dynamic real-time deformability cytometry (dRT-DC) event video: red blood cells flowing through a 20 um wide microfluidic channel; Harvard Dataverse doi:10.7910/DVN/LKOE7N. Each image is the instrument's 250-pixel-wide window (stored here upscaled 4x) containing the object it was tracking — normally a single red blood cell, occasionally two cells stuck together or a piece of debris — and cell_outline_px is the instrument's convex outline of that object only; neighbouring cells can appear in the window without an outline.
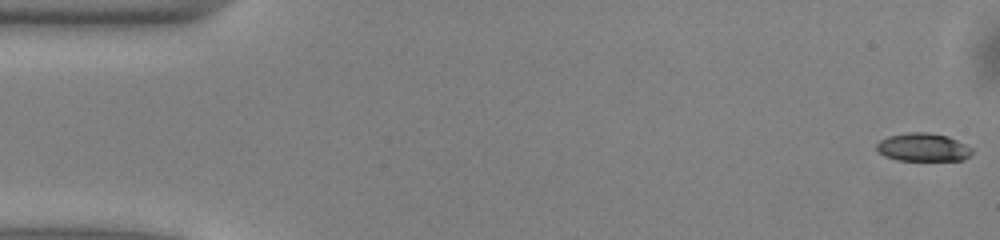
{"species": "common noctule bat (a hibernating species)", "species_latin": "Nyctalus noctula", "temperature_condition": "warm", "stored_images_in_passage": 29, "camera_frame_rate_fps": 3000, "um_per_image_px": 0.085, "animal": {"sex": "male", "body_mass_g": 13.0, "forearm_length_mm": 53.1}, "frame": {"image": 1, "passage_image": 1, "time_ms": 0.0, "image_size_px": [1000, 240], "cell_outline_px": [[972, 152], [964, 160], [896, 160], [884, 156], [876, 148], [876, 144], [880, 140], [888, 136], [908, 132], [928, 132], [948, 136], [972, 148]], "centroid_in_image_um": [78.43, 12.51], "position_along_channel_um": 6.6, "area_um2": 15.61}}
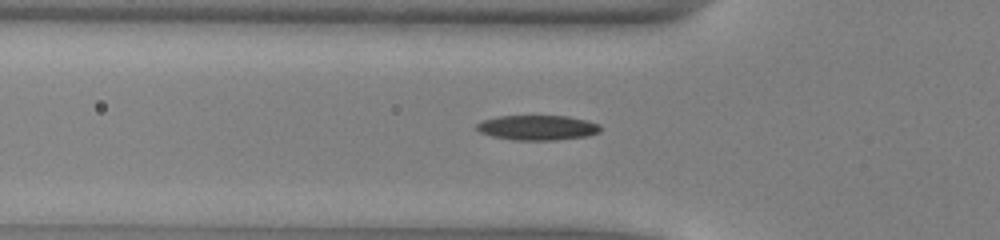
{"frame": {"image": 2, "passage_image": 17, "time_ms": 5.333, "image_size_px": [1000, 240], "cell_outline_px": [[600, 132], [588, 136], [556, 140], [512, 140], [492, 136], [480, 132], [476, 128], [476, 124], [484, 120], [496, 116], [568, 116], [588, 120], [600, 124]], "centroid_in_image_um": [45.71, 10.85], "position_along_channel_um": 80.1, "area_um2": 18.09}}
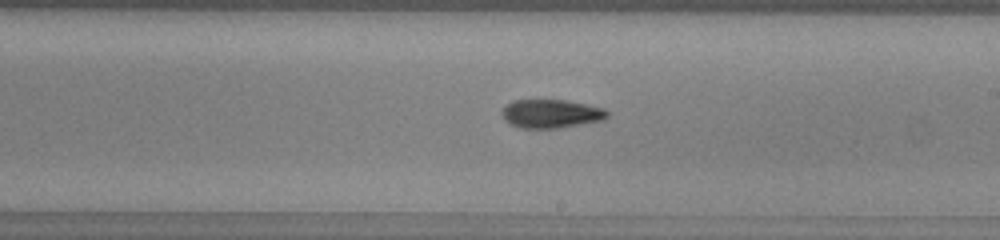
{"frame": {"image": 3, "passage_image": 29, "time_ms": 9.333, "image_size_px": [1000, 240], "cell_outline_px": [[608, 116], [604, 120], [556, 128], [520, 128], [508, 124], [504, 120], [500, 112], [508, 104], [516, 100], [564, 100], [604, 108], [608, 112]], "centroid_in_image_um": [46.81, 9.67], "position_along_channel_um": 242.2, "area_um2": 17.46}}